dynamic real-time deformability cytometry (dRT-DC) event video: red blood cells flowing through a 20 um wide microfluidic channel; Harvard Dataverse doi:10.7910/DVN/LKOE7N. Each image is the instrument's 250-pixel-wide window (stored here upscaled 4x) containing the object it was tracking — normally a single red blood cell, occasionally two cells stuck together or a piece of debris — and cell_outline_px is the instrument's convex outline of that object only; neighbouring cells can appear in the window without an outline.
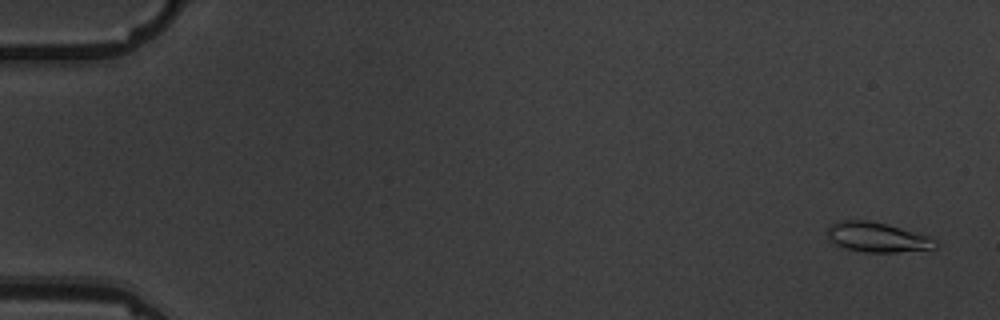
{"species": "common noctule bat (a hibernating species)", "species_latin": "Nyctalus noctula", "temperature_condition": "warm", "stored_images_in_passage": 5, "camera_frame_rate_fps": 3000, "um_per_image_px": 0.085, "animal": {"sex": "male", "body_mass_g": 19.5, "forearm_length_mm": 54.6}, "frame": {"image": 1, "passage_image": 1, "time_ms": 0.0, "image_size_px": [1000, 320], "cell_outline_px": [[940, 244], [936, 248], [896, 252], [864, 252], [844, 248], [828, 240], [828, 228], [836, 220], [868, 220], [888, 224], [928, 236], [936, 240]], "centroid_in_image_um": [74.56, 20.16], "position_along_channel_um": 10.4, "area_um2": 18.84}}